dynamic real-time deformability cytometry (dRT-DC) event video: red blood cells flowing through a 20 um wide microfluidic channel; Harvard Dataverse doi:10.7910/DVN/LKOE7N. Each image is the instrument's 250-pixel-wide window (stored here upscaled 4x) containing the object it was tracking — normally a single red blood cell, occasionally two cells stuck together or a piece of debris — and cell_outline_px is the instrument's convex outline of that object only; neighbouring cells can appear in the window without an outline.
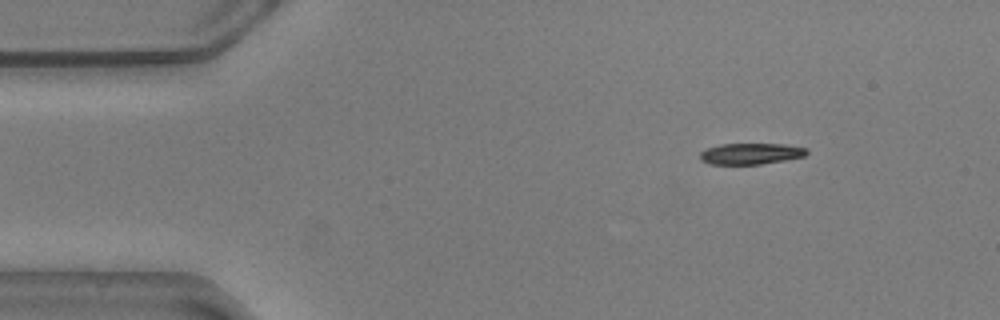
{"species": "common noctule bat (a hibernating species)", "species_latin": "Nyctalus noctula", "temperature_condition": "warm", "stored_images_in_passage": 50, "camera_frame_rate_fps": 3000, "um_per_image_px": 0.085, "animal": {"sex": "male", "body_mass_g": 20.5, "forearm_length_mm": 52.5}, "frame": {"image": 1, "passage_image": 1, "time_ms": 0.0, "image_size_px": [1000, 320], "cell_outline_px": [[808, 152], [804, 156], [784, 160], [760, 164], [708, 164], [700, 160], [700, 152], [708, 148], [720, 144], [784, 144], [808, 148]], "centroid_in_image_um": [63.81, 13.06], "position_along_channel_um": 21.2, "area_um2": 13.12}}
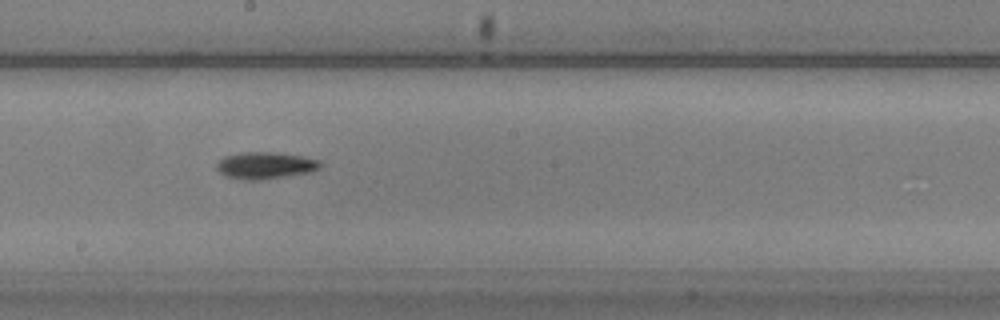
{"frame": {"image": 2, "passage_image": 24, "time_ms": 7.667, "image_size_px": [1000, 320], "cell_outline_px": [[324, 164], [320, 168], [312, 172], [260, 180], [248, 180], [224, 176], [216, 168], [216, 164], [224, 156], [240, 152], [272, 152], [304, 156], [320, 160]], "centroid_in_image_um": [22.58, 14.06], "position_along_channel_um": 225.6, "area_um2": 16.42}}
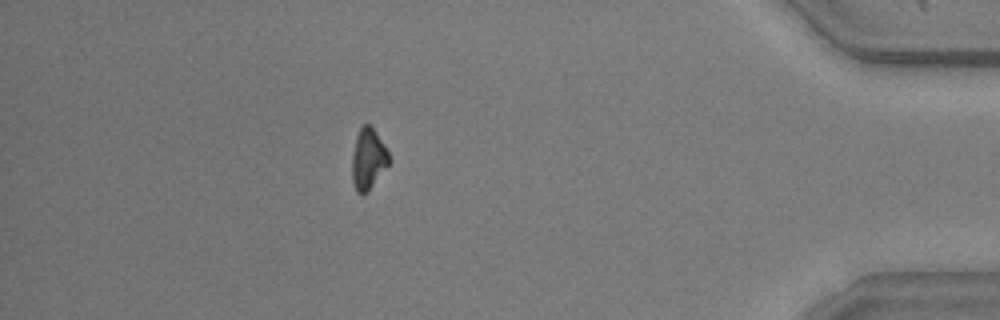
{"frame": {"image": 3, "passage_image": 43, "time_ms": 14.0, "image_size_px": [1000, 320], "cell_outline_px": [[392, 160], [368, 192], [356, 192], [352, 180], [352, 152], [356, 136], [360, 124], [368, 124], [376, 132], [384, 144]], "centroid_in_image_um": [31.3, 13.49], "position_along_channel_um": 403.9, "area_um2": 13.29}, "authors_computed_cell_mechanics": {"area_um2": 14.5656, "velocity_mm_per_s": 3.5929, "shape_relaxation_time_tau1_ms": 3.7577, "shape_relaxation_time_tau2_ms": null, "deformation_change_tau1": 0.1637, "deformation_change_tau2": null}}